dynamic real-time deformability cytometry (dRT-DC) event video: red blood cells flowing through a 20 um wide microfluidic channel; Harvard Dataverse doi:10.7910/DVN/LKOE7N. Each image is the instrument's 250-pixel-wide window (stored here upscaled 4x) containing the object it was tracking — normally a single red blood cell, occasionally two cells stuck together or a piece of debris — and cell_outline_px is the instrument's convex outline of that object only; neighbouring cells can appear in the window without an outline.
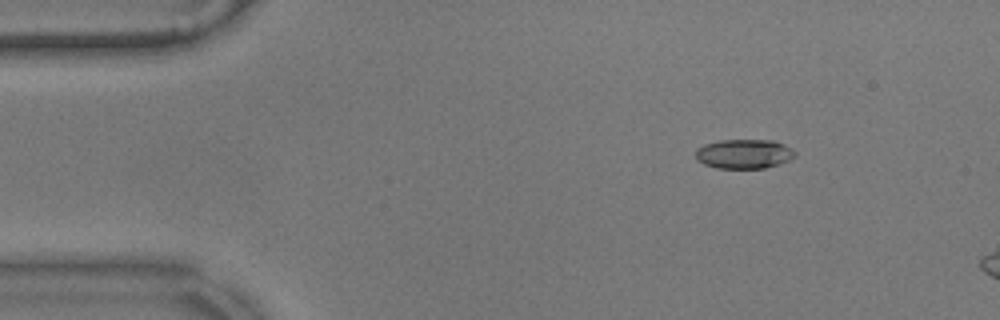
{"species": "common noctule bat (a hibernating species)", "species_latin": "Nyctalus noctula", "temperature_condition": "warm", "stored_images_in_passage": 7, "camera_frame_rate_fps": 3000, "um_per_image_px": 0.085, "animal": {"sex": "male", "body_mass_g": 17.9}, "frame": {"image": 1, "passage_image": 1, "time_ms": 0.0, "image_size_px": [1000, 320], "cell_outline_px": [[796, 156], [780, 164], [764, 168], [716, 168], [704, 164], [696, 160], [696, 152], [704, 144], [720, 140], [772, 140], [784, 144], [792, 148], [796, 152]], "centroid_in_image_um": [63.27, 13.08], "position_along_channel_um": 21.7, "area_um2": 17.05}}